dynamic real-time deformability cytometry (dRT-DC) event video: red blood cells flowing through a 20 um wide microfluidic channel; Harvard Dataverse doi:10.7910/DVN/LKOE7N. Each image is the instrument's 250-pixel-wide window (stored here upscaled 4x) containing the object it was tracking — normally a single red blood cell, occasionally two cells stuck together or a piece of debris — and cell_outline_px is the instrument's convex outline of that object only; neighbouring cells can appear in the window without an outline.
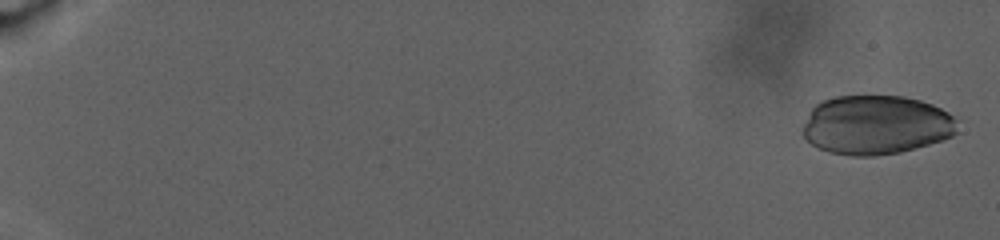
{"species": "human", "species_latin": "Homo sapiens", "temperature_condition": "warm", "stored_images_in_passage": 97, "camera_frame_rate_fps": 3000, "um_per_image_px": 0.085, "donor": {"sex": "male"}, "frame": {"image": 1, "passage_image": 3, "time_ms": 0.667, "image_size_px": [1000, 240], "cell_outline_px": [[956, 132], [952, 136], [928, 144], [900, 152], [872, 156], [848, 156], [828, 152], [812, 144], [804, 136], [804, 124], [808, 112], [816, 104], [824, 100], [836, 96], [904, 96], [920, 100], [932, 104], [948, 112], [956, 120]], "centroid_in_image_um": [74.45, 10.62], "position_along_channel_um": 10.5, "area_um2": 53.18}}
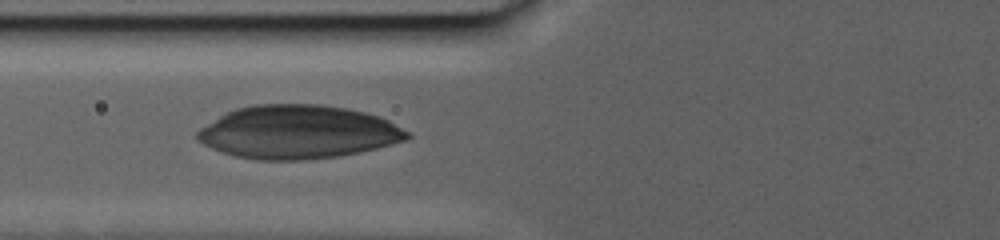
{"frame": {"image": 2, "passage_image": 44, "time_ms": 14.333, "image_size_px": [1000, 240], "cell_outline_px": [[412, 136], [408, 140], [360, 152], [336, 156], [304, 160], [256, 160], [236, 156], [220, 152], [196, 140], [196, 132], [200, 128], [220, 116], [236, 108], [252, 104], [320, 104], [348, 108], [380, 116], [412, 132]], "centroid_in_image_um": [25.36, 11.22], "position_along_channel_um": 100.4, "area_um2": 65.6}}
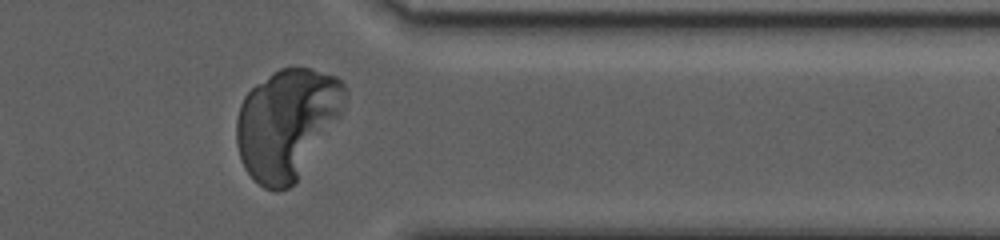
{"frame": {"image": 3, "passage_image": 82, "time_ms": 27.0, "image_size_px": [1000, 240], "cell_outline_px": [[348, 96], [340, 116], [296, 184], [280, 192], [276, 192], [264, 188], [252, 180], [244, 168], [240, 160], [236, 144], [236, 120], [240, 104], [244, 96], [256, 84], [272, 72], [280, 68], [312, 68], [336, 76], [344, 80], [348, 88]], "centroid_in_image_um": [24.4, 10.52], "position_along_channel_um": 387.0, "area_um2": 70.57}}